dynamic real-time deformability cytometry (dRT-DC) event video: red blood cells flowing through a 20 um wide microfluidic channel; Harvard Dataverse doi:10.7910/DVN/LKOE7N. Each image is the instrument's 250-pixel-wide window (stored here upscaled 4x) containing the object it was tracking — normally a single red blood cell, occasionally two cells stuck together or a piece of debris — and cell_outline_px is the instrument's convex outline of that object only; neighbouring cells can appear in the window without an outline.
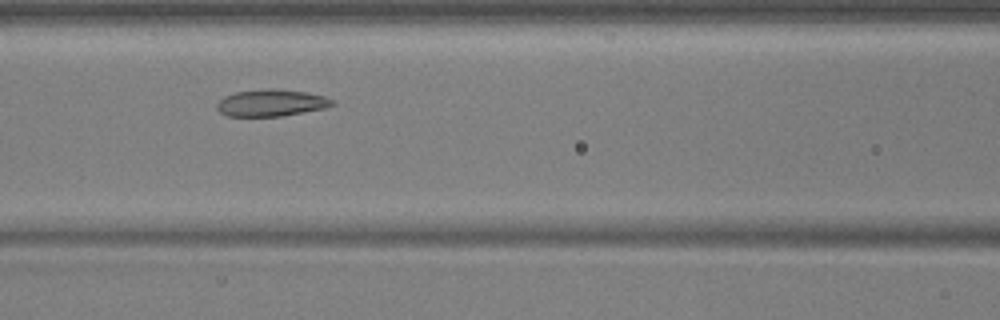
{"species": "common noctule bat (a hibernating species)", "species_latin": "Nyctalus noctula", "temperature_condition": "warm", "stored_images_in_passage": 45, "camera_frame_rate_fps": 3000, "um_per_image_px": 0.085, "animal": {"sex": "male", "body_mass_g": 17.9, "forearm_length_mm": 54.2}, "frame": {"image": 1, "passage_image": 15, "time_ms": 4.667, "image_size_px": [1000, 320], "cell_outline_px": [[336, 104], [324, 108], [280, 116], [228, 116], [220, 112], [216, 108], [216, 104], [224, 96], [236, 92], [268, 88], [308, 92], [324, 96], [332, 100]], "centroid_in_image_um": [23.04, 8.74], "position_along_channel_um": 143.6, "area_um2": 17.92}}
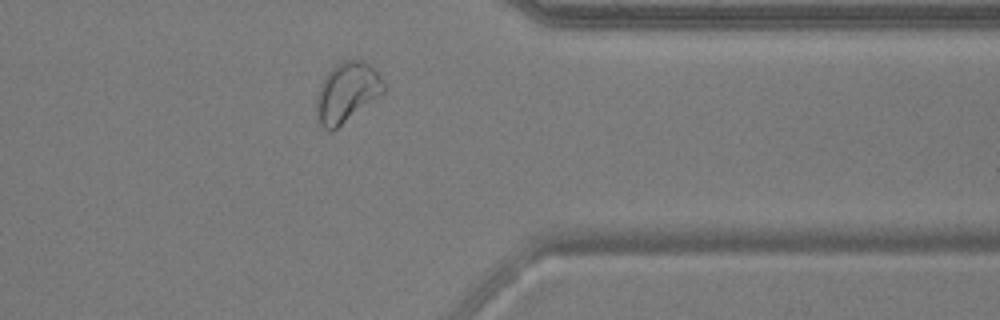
{"frame": {"image": 2, "passage_image": 35, "time_ms": 11.333, "image_size_px": [1000, 320], "cell_outline_px": [[384, 92], [332, 132], [328, 132], [320, 124], [316, 116], [316, 96], [320, 84], [324, 76], [336, 64], [344, 60], [360, 60], [368, 64], [384, 80]], "centroid_in_image_um": [29.44, 7.87], "position_along_channel_um": 382.0, "area_um2": 23.35}}
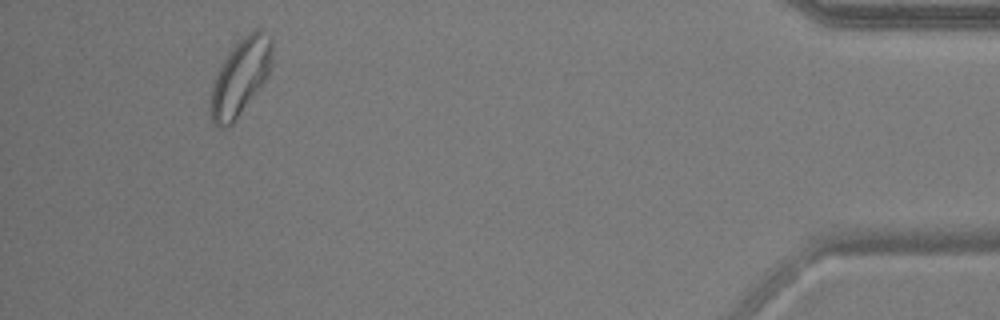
{"frame": {"image": 3, "passage_image": 42, "time_ms": 13.667, "image_size_px": [1000, 320], "cell_outline_px": [[272, 60], [268, 72], [264, 80], [236, 120], [228, 128], [220, 128], [212, 120], [212, 84], [220, 64], [236, 40], [248, 32], [256, 28], [260, 28], [272, 36]], "centroid_in_image_um": [20.45, 6.46], "position_along_channel_um": 414.8, "area_um2": 27.34}, "authors_computed_cell_mechanics": {"area_um2": 19.941, "velocity_mm_per_s": 3.7032, "shape_relaxation_time_tau1_ms": null, "shape_relaxation_time_tau2_ms": 1.9197, "deformation_change_tau1": null, "deformation_change_tau2": 0.0622}}